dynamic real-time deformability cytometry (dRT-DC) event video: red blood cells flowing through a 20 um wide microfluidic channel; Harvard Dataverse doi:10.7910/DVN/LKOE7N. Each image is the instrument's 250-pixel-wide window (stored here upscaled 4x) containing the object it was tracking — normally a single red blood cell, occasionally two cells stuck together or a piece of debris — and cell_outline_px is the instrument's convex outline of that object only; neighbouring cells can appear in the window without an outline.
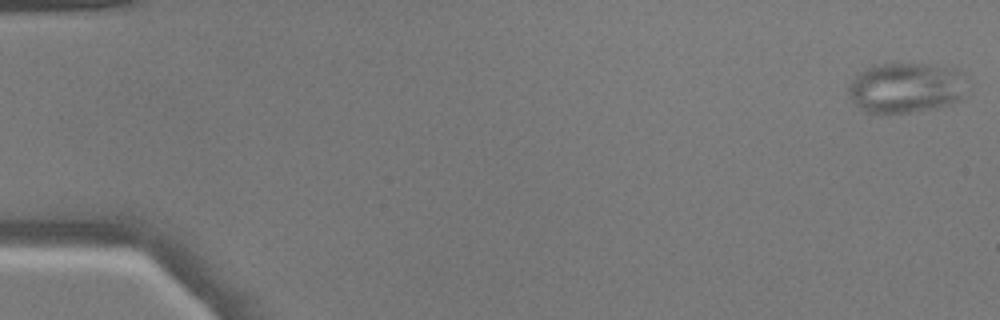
{"species": "common noctule bat (a hibernating species)", "species_latin": "Nyctalus noctula", "temperature_condition": "warm", "stored_images_in_passage": 50, "camera_frame_rate_fps": 3000, "um_per_image_px": 0.085, "animal": {"sex": "male", "body_mass_g": 17.9}, "frame": {"image": 1, "passage_image": 1, "time_ms": 0.0, "image_size_px": [1000, 320], "cell_outline_px": [[964, 92], [960, 100], [952, 104], [912, 112], [864, 112], [848, 96], [848, 84], [860, 72], [868, 68], [880, 64], [928, 64], [956, 68], [964, 72]], "centroid_in_image_um": [77.02, 7.45], "position_along_channel_um": 8.0, "area_um2": 34.62}}
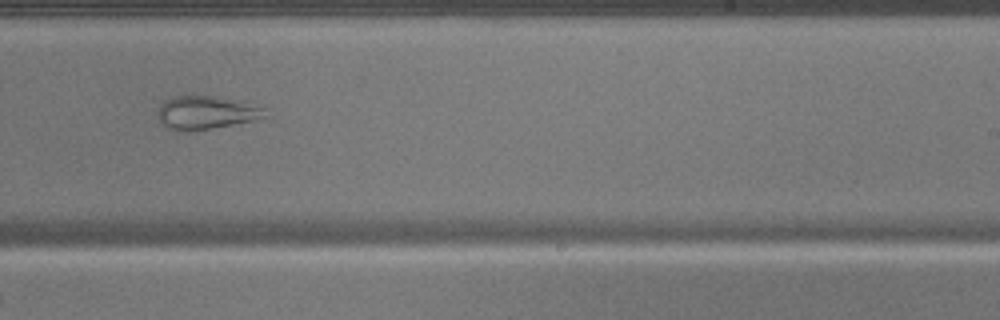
{"frame": {"image": 2, "passage_image": 32, "time_ms": 10.333, "image_size_px": [1000, 320], "cell_outline_px": [[264, 112], [260, 116], [252, 120], [232, 124], [188, 132], [176, 132], [168, 128], [156, 116], [156, 112], [160, 104], [164, 100], [172, 96], [220, 96], [264, 108]], "centroid_in_image_um": [17.36, 9.57], "position_along_channel_um": 271.6, "area_um2": 20.52}}
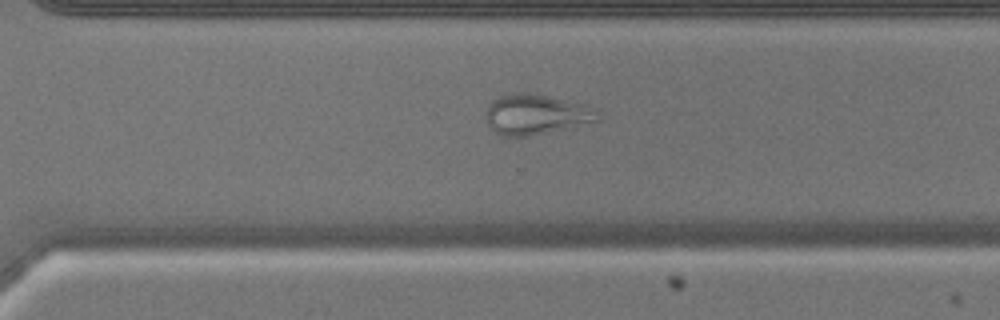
{"frame": {"image": 3, "passage_image": 36, "time_ms": 11.667, "image_size_px": [1000, 320], "cell_outline_px": [[600, 120], [528, 136], [500, 136], [488, 124], [488, 104], [500, 96], [508, 92], [528, 92], [548, 96], [596, 108]], "centroid_in_image_um": [45.53, 9.71], "position_along_channel_um": 325.1, "area_um2": 25.72}}